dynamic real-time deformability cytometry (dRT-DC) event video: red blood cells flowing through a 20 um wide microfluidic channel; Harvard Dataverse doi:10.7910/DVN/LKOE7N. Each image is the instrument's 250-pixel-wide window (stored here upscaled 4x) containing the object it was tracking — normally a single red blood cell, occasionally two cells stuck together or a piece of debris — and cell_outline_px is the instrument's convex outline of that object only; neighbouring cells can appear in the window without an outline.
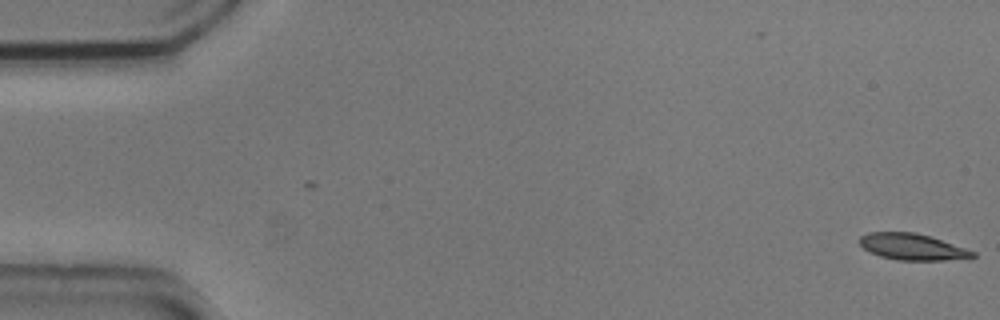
{"species": "common noctule bat (a hibernating species)", "species_latin": "Nyctalus noctula", "temperature_condition": "cold", "stored_images_in_passage": 54, "camera_frame_rate_fps": 3000, "um_per_image_px": 0.085, "animal": {"sex": "male", "body_mass_g": 20.5, "forearm_length_mm": 52.5}, "frame": {"image": 1, "passage_image": 1, "time_ms": 0.0, "image_size_px": [1000, 320], "cell_outline_px": [[976, 256], [972, 260], [896, 260], [880, 256], [868, 252], [860, 244], [860, 236], [868, 232], [916, 232], [976, 252]], "centroid_in_image_um": [77.58, 21.0], "position_along_channel_um": 7.4, "area_um2": 17.51}}
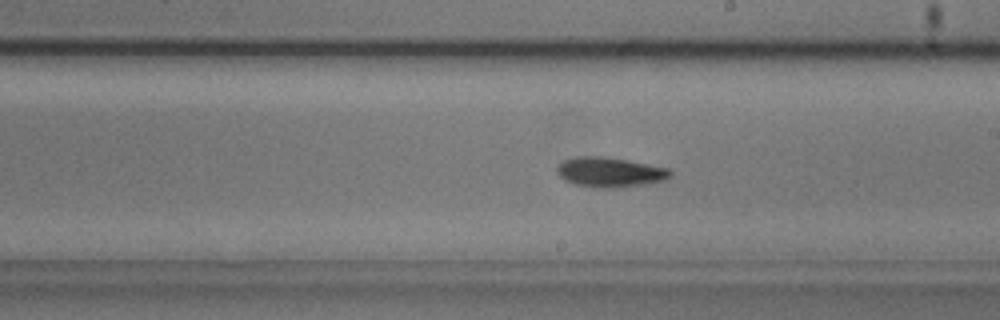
{"frame": {"image": 2, "passage_image": 31, "time_ms": 10.0, "image_size_px": [1000, 320], "cell_outline_px": [[672, 176], [664, 180], [640, 184], [612, 188], [596, 188], [576, 184], [564, 180], [556, 172], [556, 168], [564, 160], [576, 156], [604, 156], [668, 168], [672, 172]], "centroid_in_image_um": [51.8, 14.63], "position_along_channel_um": 237.2, "area_um2": 19.48}}
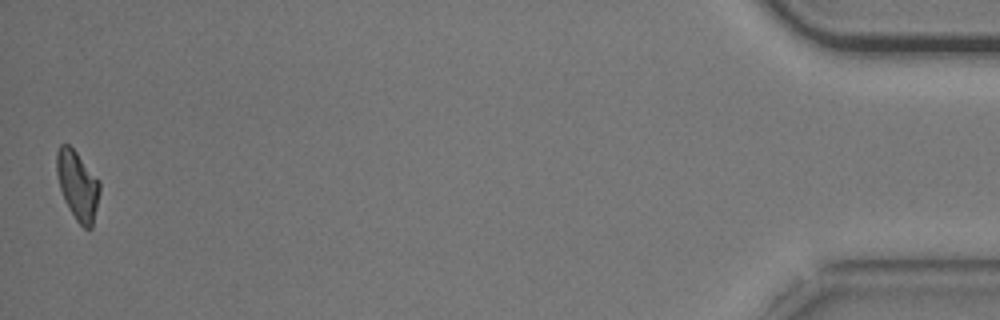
{"frame": {"image": 3, "passage_image": 54, "time_ms": 17.667, "image_size_px": [1000, 320], "cell_outline_px": [[100, 192], [92, 228], [84, 228], [76, 220], [64, 200], [60, 188], [56, 172], [56, 152], [60, 144], [68, 144], [76, 152], [100, 180]], "centroid_in_image_um": [6.6, 15.75], "position_along_channel_um": 428.6, "area_um2": 17.34}, "authors_computed_cell_mechanics": {"area_um2": 18.207, "velocity_mm_per_s": 3.7138, "shape_relaxation_time_tau1_ms": 3.1691, "shape_relaxation_time_tau2_ms": null, "deformation_change_tau1": 0.1171, "deformation_change_tau2": null}}